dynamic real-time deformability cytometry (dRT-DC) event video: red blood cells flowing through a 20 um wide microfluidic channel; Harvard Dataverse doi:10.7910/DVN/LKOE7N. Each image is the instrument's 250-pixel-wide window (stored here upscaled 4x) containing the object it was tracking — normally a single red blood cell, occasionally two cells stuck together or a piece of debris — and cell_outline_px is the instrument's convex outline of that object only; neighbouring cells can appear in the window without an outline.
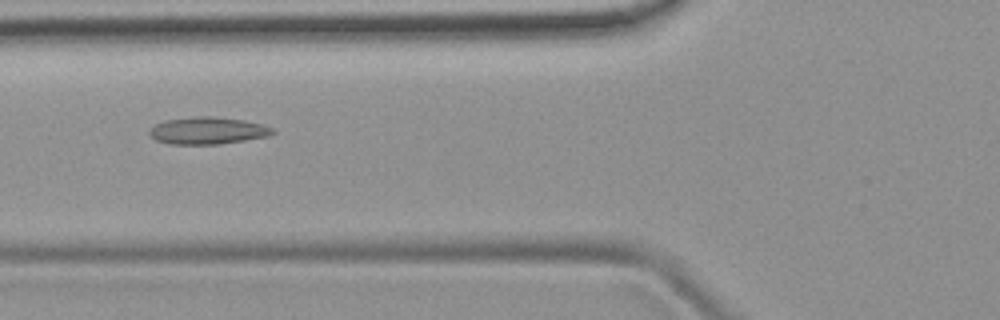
{"species": "common noctule bat (a hibernating species)", "species_latin": "Nyctalus noctula", "temperature_condition": "room temperature", "stored_images_in_passage": 46, "camera_frame_rate_fps": 3000, "um_per_image_px": 0.085, "animal": {"sex": "female", "body_mass_g": 19.9}, "frame": {"image": 1, "passage_image": 17, "time_ms": 5.333, "image_size_px": [1000, 320], "cell_outline_px": [[276, 132], [268, 136], [220, 144], [168, 144], [156, 140], [148, 132], [156, 124], [164, 120], [196, 116], [212, 116], [244, 120], [264, 124], [272, 128]], "centroid_in_image_um": [17.67, 11.1], "position_along_channel_um": 108.1, "area_um2": 19.48}}
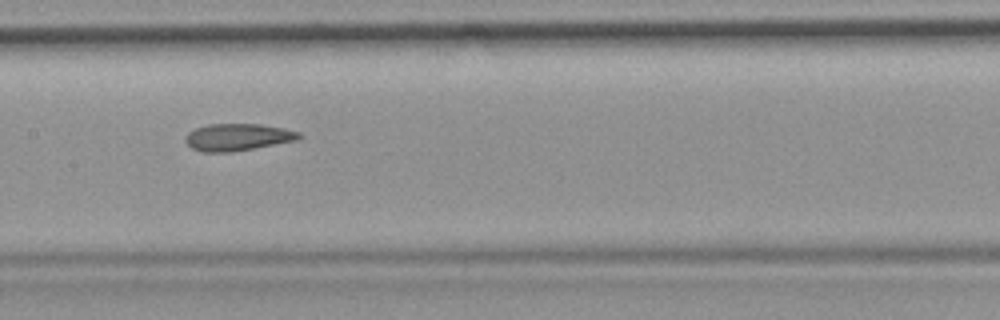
{"frame": {"image": 2, "passage_image": 23, "time_ms": 7.333, "image_size_px": [1000, 320], "cell_outline_px": [[304, 136], [296, 140], [232, 152], [204, 152], [192, 148], [184, 140], [184, 136], [188, 132], [196, 128], [208, 124], [260, 124], [284, 128], [300, 132]], "centroid_in_image_um": [20.19, 11.65], "position_along_channel_um": 187.2, "area_um2": 17.92}}
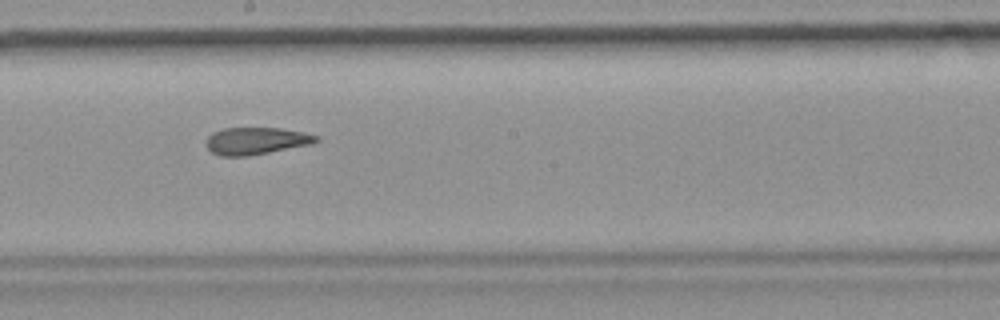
{"frame": {"image": 3, "passage_image": 26, "time_ms": 8.333, "image_size_px": [1000, 320], "cell_outline_px": [[320, 140], [312, 144], [248, 156], [220, 156], [212, 152], [208, 148], [208, 136], [212, 132], [224, 128], [280, 128], [304, 132], [320, 136]], "centroid_in_image_um": [21.81, 11.97], "position_along_channel_um": 226.4, "area_um2": 17.4}, "authors_computed_cell_mechanics": {"area_um2": 18.2648, "velocity_mm_per_s": 3.9585, "shape_relaxation_time_tau1_ms": null, "shape_relaxation_time_tau2_ms": 3.217, "deformation_change_tau1": null, "deformation_change_tau2": 0.1216}}